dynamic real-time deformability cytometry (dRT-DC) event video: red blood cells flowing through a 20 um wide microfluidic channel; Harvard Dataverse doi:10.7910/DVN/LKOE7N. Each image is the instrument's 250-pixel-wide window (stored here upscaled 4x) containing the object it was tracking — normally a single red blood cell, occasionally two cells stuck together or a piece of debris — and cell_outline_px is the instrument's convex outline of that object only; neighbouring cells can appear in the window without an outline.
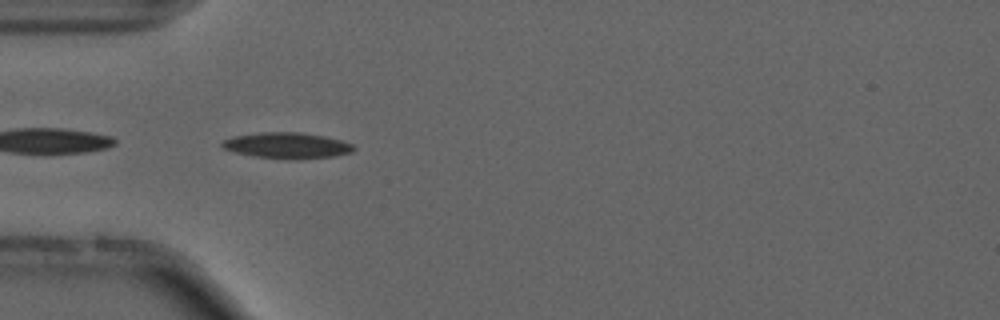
{"species": "common noctule bat (a hibernating species)", "species_latin": "Nyctalus noctula", "temperature_condition": "cold", "stored_images_in_passage": 39, "camera_frame_rate_fps": 3000, "um_per_image_px": 0.085, "animal": {"sex": "male", "forearm_length_mm": 52.5}, "frame": {"image": 1, "passage_image": 1, "time_ms": 0.0, "image_size_px": [1000, 320], "cell_outline_px": [[356, 148], [352, 152], [332, 156], [300, 160], [284, 160], [252, 156], [236, 152], [224, 148], [220, 144], [224, 140], [232, 136], [260, 132], [300, 132], [324, 136], [340, 140], [352, 144]], "centroid_in_image_um": [24.39, 12.38], "position_along_channel_um": 60.6, "area_um2": 20.11}, "authors_computed_cell_mechanics": {"area_um2": 17.3978, "velocity_mm_per_s": 3.7206, "shape_relaxation_time_tau1_ms": 6.6283, "shape_relaxation_time_tau2_ms": null, "deformation_change_tau1": 0.1435, "deformation_change_tau2": null}}